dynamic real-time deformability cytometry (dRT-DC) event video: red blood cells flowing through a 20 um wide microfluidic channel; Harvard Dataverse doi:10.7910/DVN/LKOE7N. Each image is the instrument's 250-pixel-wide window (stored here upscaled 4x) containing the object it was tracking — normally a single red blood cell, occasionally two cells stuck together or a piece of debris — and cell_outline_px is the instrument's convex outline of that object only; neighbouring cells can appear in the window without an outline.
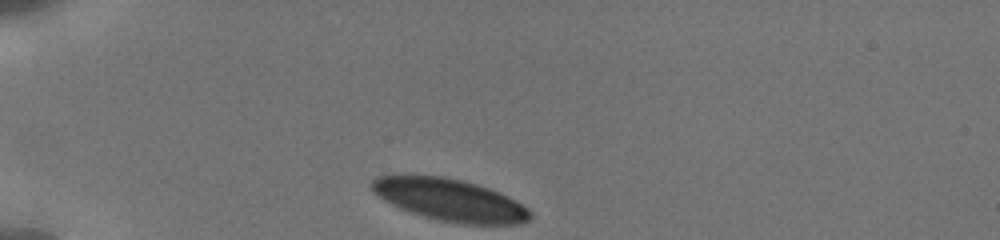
{"species": "human", "species_latin": "Homo sapiens", "temperature_condition": "cold", "stored_images_in_passage": 13, "camera_frame_rate_fps": 3000, "um_per_image_px": 0.085, "donor": {"sex": "male"}, "frame": {"image": 1, "passage_image": 1, "time_ms": 0.0, "image_size_px": [1000, 240], "cell_outline_px": [[532, 220], [520, 224], [460, 224], [436, 220], [400, 208], [376, 196], [372, 192], [368, 184], [376, 176], [444, 176], [476, 184], [500, 192], [516, 200], [528, 208], [532, 212]], "centroid_in_image_um": [38.26, 17.01], "position_along_channel_um": 46.7, "area_um2": 39.07}}
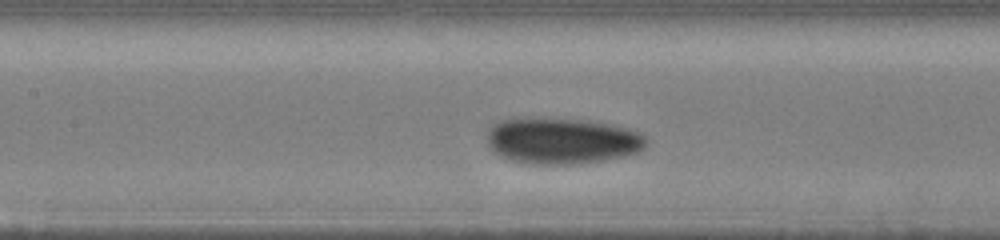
{"frame": {"image": 2, "passage_image": 10, "time_ms": 4.0, "image_size_px": [1000, 240], "cell_outline_px": [[648, 144], [644, 148], [636, 152], [624, 156], [584, 164], [528, 164], [512, 160], [500, 156], [492, 152], [488, 144], [488, 128], [492, 124], [500, 120], [512, 116], [524, 116], [588, 120], [628, 128], [640, 132], [648, 140]], "centroid_in_image_um": [47.72, 11.94], "position_along_channel_um": 159.7, "area_um2": 43.93}}
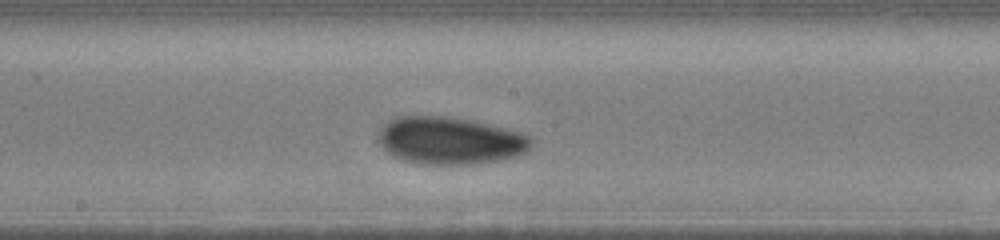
{"frame": {"image": 3, "passage_image": 13, "time_ms": 5.333, "image_size_px": [1000, 240], "cell_outline_px": [[532, 148], [516, 156], [500, 160], [472, 164], [420, 164], [404, 160], [392, 156], [380, 144], [380, 128], [384, 124], [400, 116], [444, 116], [472, 120], [520, 132], [532, 136]], "centroid_in_image_um": [38.29, 11.95], "position_along_channel_um": 209.9, "area_um2": 42.08}}